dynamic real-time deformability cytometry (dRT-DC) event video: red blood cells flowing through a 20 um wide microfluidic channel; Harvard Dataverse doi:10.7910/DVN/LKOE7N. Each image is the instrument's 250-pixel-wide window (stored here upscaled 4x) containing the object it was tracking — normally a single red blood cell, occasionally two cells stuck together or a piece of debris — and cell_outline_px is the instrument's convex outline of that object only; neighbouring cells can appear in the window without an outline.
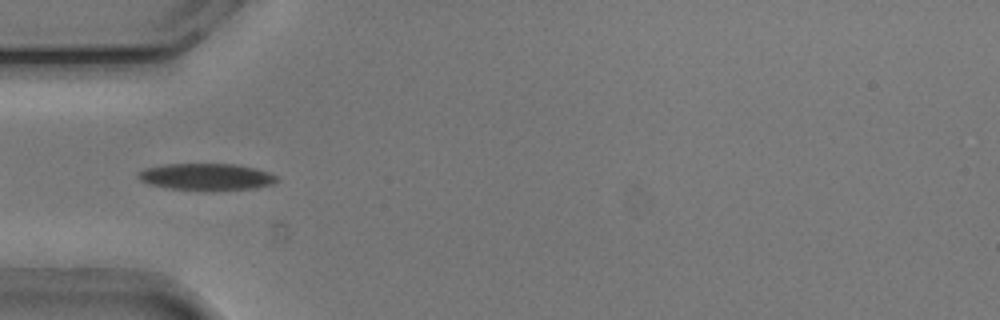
{"species": "common noctule bat (a hibernating species)", "species_latin": "Nyctalus noctula", "temperature_condition": "cold", "stored_images_in_passage": 32, "camera_frame_rate_fps": 3000, "um_per_image_px": 0.085, "animal": {"sex": "male", "body_mass_g": 20.5, "forearm_length_mm": 52.5}, "frame": {"image": 1, "passage_image": 2, "time_ms": 0.333, "image_size_px": [1000, 320], "cell_outline_px": [[280, 180], [272, 184], [256, 188], [212, 192], [172, 188], [148, 184], [140, 180], [136, 176], [136, 172], [144, 168], [164, 164], [232, 164], [256, 168], [268, 172], [276, 176]], "centroid_in_image_um": [17.54, 15.05], "position_along_channel_um": 67.5, "area_um2": 22.14}}
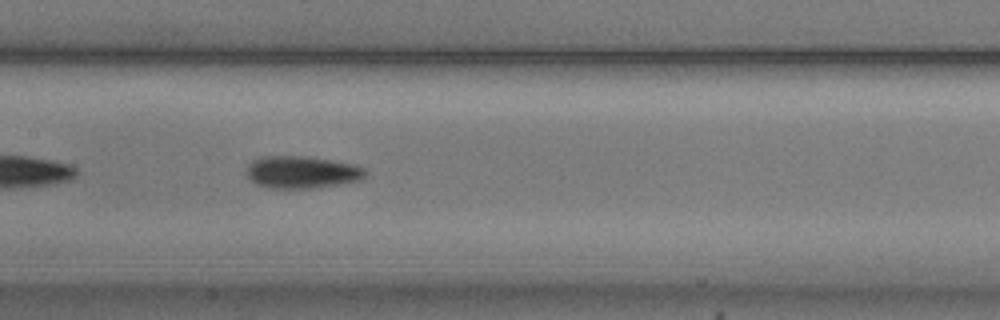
{"frame": {"image": 2, "passage_image": 11, "time_ms": 3.333, "image_size_px": [1000, 320], "cell_outline_px": [[368, 172], [360, 180], [340, 184], [316, 188], [272, 188], [256, 184], [248, 180], [244, 172], [248, 164], [252, 160], [264, 156], [308, 156], [356, 164], [364, 168]], "centroid_in_image_um": [25.63, 14.63], "position_along_channel_um": 181.8, "area_um2": 22.77}}
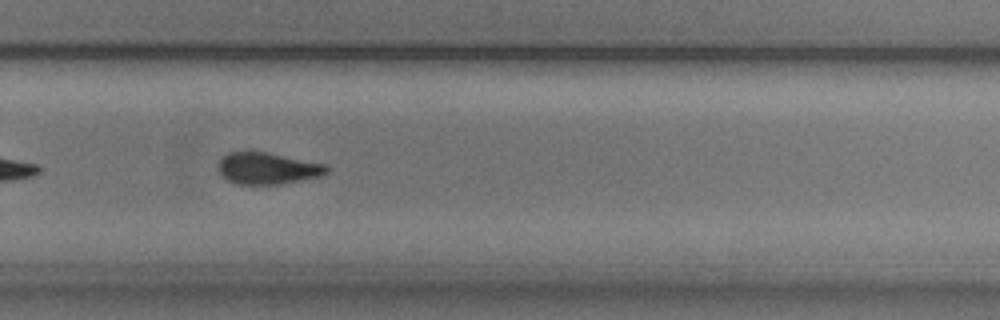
{"frame": {"image": 3, "passage_image": 21, "time_ms": 6.667, "image_size_px": [1000, 320], "cell_outline_px": [[332, 168], [328, 172], [320, 176], [280, 184], [236, 184], [228, 180], [220, 172], [220, 160], [228, 152], [268, 152], [328, 164]], "centroid_in_image_um": [22.83, 14.3], "position_along_channel_um": 307.0, "area_um2": 19.94}, "authors_computed_cell_mechanics": {"area_um2": 21.9062, "velocity_mm_per_s": 3.7823, "shape_relaxation_time_tau1_ms": 3.0928, "shape_relaxation_time_tau2_ms": 6.4033, "deformation_change_tau1": 0.1222, "deformation_change_tau2": 0.1315}}